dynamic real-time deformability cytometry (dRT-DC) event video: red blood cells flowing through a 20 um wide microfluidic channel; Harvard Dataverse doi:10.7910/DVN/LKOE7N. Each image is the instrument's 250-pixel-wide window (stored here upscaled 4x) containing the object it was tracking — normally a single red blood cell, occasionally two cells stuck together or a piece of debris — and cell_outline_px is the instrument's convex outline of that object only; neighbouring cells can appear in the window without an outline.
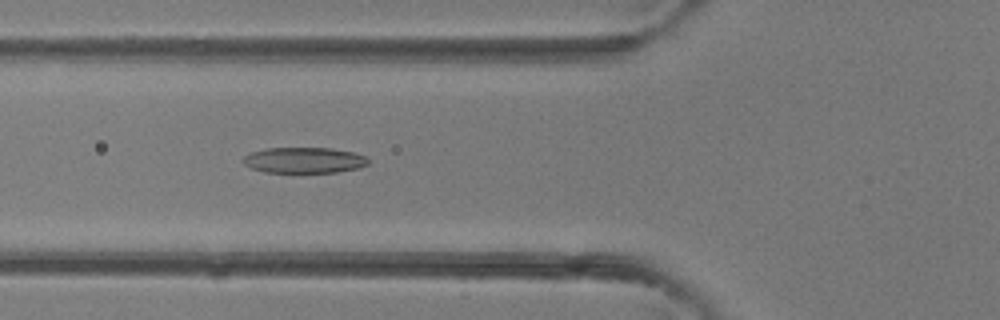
{"species": "common noctule bat (a hibernating species)", "species_latin": "Nyctalus noctula", "temperature_condition": "room temperature", "stored_images_in_passage": 41, "camera_frame_rate_fps": 3000, "um_per_image_px": 0.085, "animal": {"sex": "female"}, "frame": {"image": 1, "passage_image": 15, "time_ms": 4.667, "image_size_px": [1000, 320], "cell_outline_px": [[368, 164], [360, 168], [336, 172], [264, 172], [252, 168], [244, 164], [244, 156], [252, 152], [268, 148], [332, 148], [352, 152], [368, 156]], "centroid_in_image_um": [25.9, 13.61], "position_along_channel_um": 99.9, "area_um2": 18.73}}
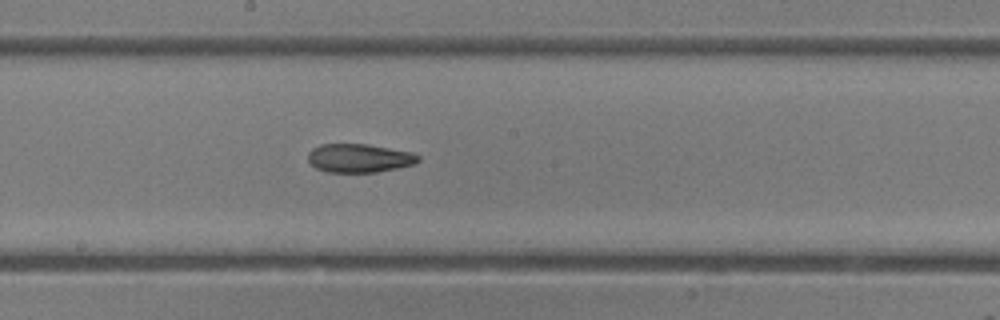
{"frame": {"image": 2, "passage_image": 22, "time_ms": 7.0, "image_size_px": [1000, 320], "cell_outline_px": [[420, 160], [416, 164], [376, 172], [328, 172], [316, 168], [308, 160], [308, 152], [312, 148], [320, 144], [368, 144], [412, 152], [420, 156]], "centroid_in_image_um": [30.54, 13.43], "position_along_channel_um": 217.7, "area_um2": 18.44}}
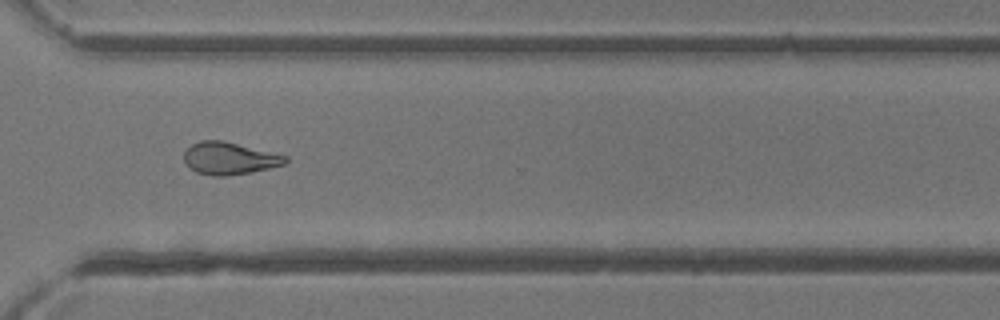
{"frame": {"image": 3, "passage_image": 30, "time_ms": 9.667, "image_size_px": [1000, 320], "cell_outline_px": [[288, 164], [252, 172], [228, 176], [212, 176], [196, 172], [188, 168], [184, 160], [184, 152], [192, 144], [200, 140], [220, 140], [288, 156]], "centroid_in_image_um": [19.5, 13.48], "position_along_channel_um": 351.1, "area_um2": 19.19}}